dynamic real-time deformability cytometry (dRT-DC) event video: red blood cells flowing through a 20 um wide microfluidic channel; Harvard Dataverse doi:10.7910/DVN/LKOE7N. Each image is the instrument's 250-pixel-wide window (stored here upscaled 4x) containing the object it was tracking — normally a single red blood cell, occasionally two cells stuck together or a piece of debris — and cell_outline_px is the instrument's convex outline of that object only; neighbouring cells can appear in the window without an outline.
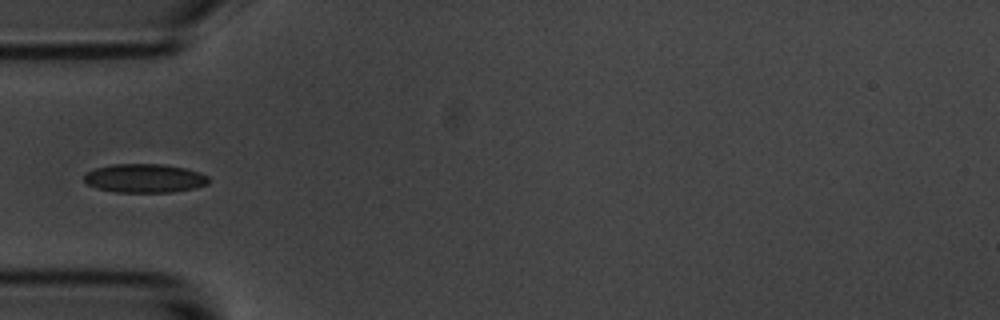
{"species": "common noctule bat (a hibernating species)", "species_latin": "Nyctalus noctula", "temperature_condition": "room temperature", "stored_images_in_passage": 10, "camera_frame_rate_fps": 3000, "um_per_image_px": 0.085, "animal": {"sex": "male", "body_mass_g": 20.1, "forearm_length_mm": 53.5}, "frame": {"image": 1, "passage_image": 6, "time_ms": 5.667, "image_size_px": [1000, 320], "cell_outline_px": [[208, 184], [196, 188], [172, 192], [116, 192], [96, 188], [88, 184], [84, 180], [84, 176], [88, 172], [96, 168], [112, 164], [164, 164], [184, 168], [200, 172], [208, 176]], "centroid_in_image_um": [12.31, 15.15], "position_along_channel_um": 72.7, "area_um2": 20.87}}
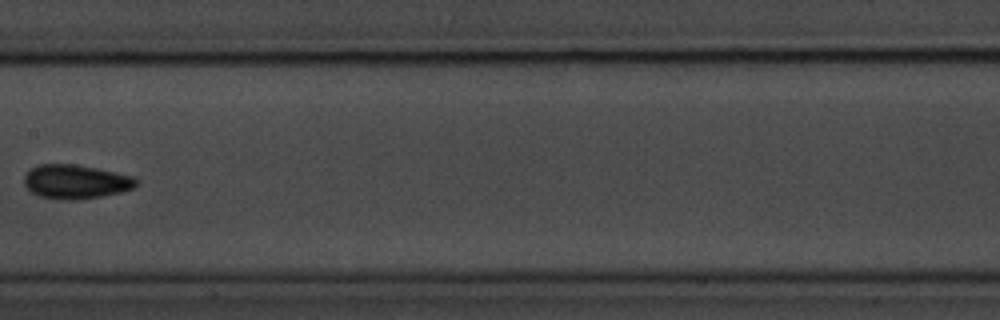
{"frame": {"image": 2, "passage_image": 9, "time_ms": 9.333, "image_size_px": [1000, 320], "cell_outline_px": [[140, 180], [132, 188], [120, 192], [100, 196], [76, 200], [64, 200], [40, 196], [32, 192], [24, 184], [24, 176], [36, 164], [76, 164], [116, 172], [132, 176]], "centroid_in_image_um": [6.43, 15.43], "position_along_channel_um": 201.0, "area_um2": 22.14}}